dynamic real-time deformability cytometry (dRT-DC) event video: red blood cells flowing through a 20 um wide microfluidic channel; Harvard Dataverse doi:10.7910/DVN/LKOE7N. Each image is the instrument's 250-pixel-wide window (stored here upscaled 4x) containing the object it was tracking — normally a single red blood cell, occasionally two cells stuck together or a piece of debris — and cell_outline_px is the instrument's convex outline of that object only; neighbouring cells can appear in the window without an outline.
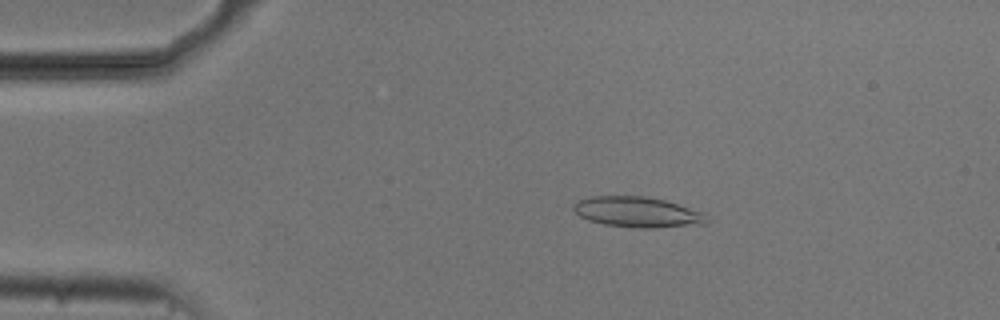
{"species": "common noctule bat (a hibernating species)", "species_latin": "Nyctalus noctula", "temperature_condition": "cold", "stored_images_in_passage": 53, "camera_frame_rate_fps": 3000, "um_per_image_px": 0.085, "animal": {"sex": "male", "body_mass_g": 20.5, "forearm_length_mm": 52.5}, "frame": {"image": 1, "passage_image": 10, "time_ms": 3.0, "image_size_px": [1000, 320], "cell_outline_px": [[708, 224], [656, 228], [640, 228], [604, 224], [588, 220], [580, 216], [572, 208], [572, 204], [588, 196], [640, 196], [664, 200], [704, 212], [708, 216]], "centroid_in_image_um": [54.21, 18.03], "position_along_channel_um": 30.8, "area_um2": 23.76}}
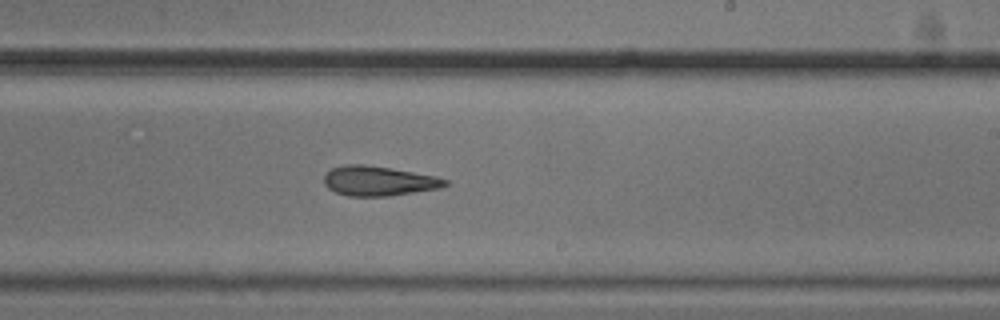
{"frame": {"image": 2, "passage_image": 32, "time_ms": 10.333, "image_size_px": [1000, 320], "cell_outline_px": [[448, 184], [440, 188], [388, 196], [348, 196], [336, 192], [328, 188], [324, 184], [324, 176], [332, 168], [344, 164], [364, 164], [392, 168], [436, 176], [448, 180]], "centroid_in_image_um": [32.18, 15.37], "position_along_channel_um": 256.8, "area_um2": 20.98}}
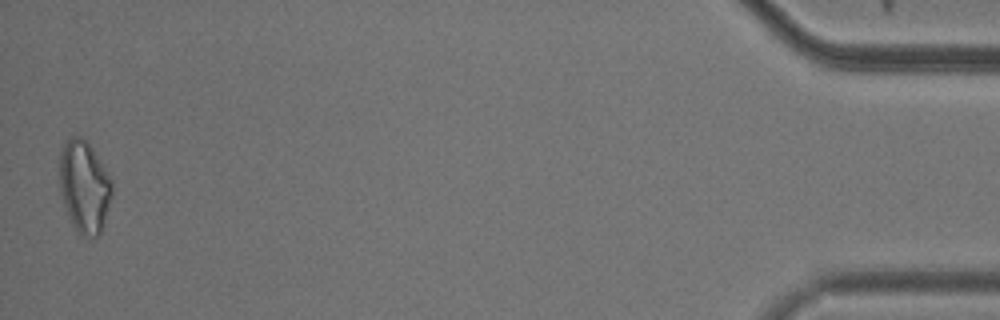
{"frame": {"image": 3, "passage_image": 53, "time_ms": 17.333, "image_size_px": [1000, 320], "cell_outline_px": [[112, 196], [100, 232], [96, 236], [80, 236], [72, 224], [68, 216], [60, 192], [60, 152], [68, 136], [80, 136], [92, 148], [112, 180]], "centroid_in_image_um": [7.15, 15.85], "position_along_channel_um": 428.0, "area_um2": 27.92}, "authors_computed_cell_mechanics": {"area_um2": 22.4264, "velocity_mm_per_s": 3.7492, "shape_relaxation_time_tau1_ms": null, "shape_relaxation_time_tau2_ms": 2.3946, "deformation_change_tau1": null, "deformation_change_tau2": 0.1237}}